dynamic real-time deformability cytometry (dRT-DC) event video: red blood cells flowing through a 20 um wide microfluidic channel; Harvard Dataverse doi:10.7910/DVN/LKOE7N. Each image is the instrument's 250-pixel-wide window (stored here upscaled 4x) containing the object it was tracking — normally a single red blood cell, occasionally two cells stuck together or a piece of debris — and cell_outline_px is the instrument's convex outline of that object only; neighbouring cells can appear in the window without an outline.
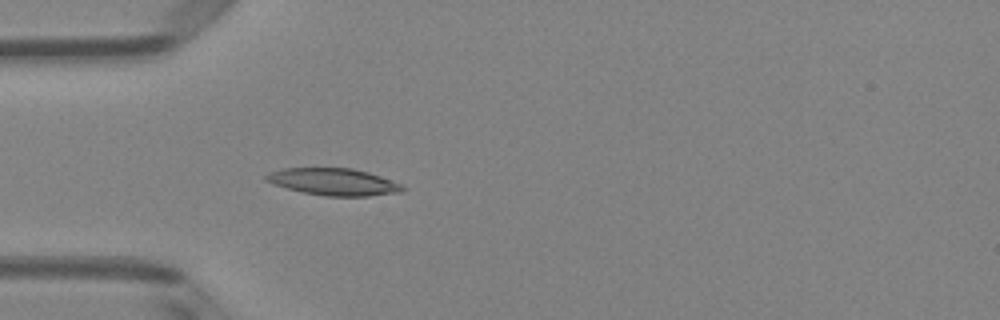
{"species": "Egyptian fruit bat (a non-hibernating species)", "species_latin": "Rousettus aegyptiacus", "temperature_condition": "room temperature", "stored_images_in_passage": 48, "camera_frame_rate_fps": 3000, "um_per_image_px": 0.085, "animal": {"sex": "female"}, "frame": {"image": 1, "passage_image": 13, "time_ms": 4.0, "image_size_px": [1000, 320], "cell_outline_px": [[408, 188], [400, 192], [368, 196], [324, 196], [304, 192], [272, 184], [264, 180], [264, 176], [268, 172], [284, 168], [352, 168], [368, 172], [380, 176], [400, 184]], "centroid_in_image_um": [28.33, 15.45], "position_along_channel_um": 56.7, "area_um2": 21.44}}
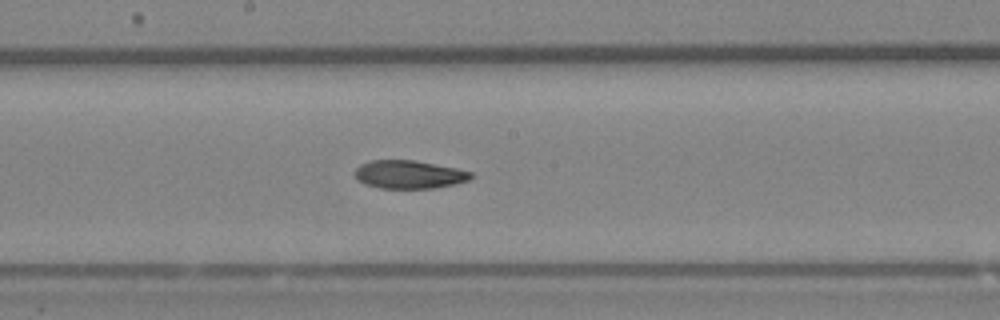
{"frame": {"image": 2, "passage_image": 25, "time_ms": 8.0, "image_size_px": [1000, 320], "cell_outline_px": [[476, 176], [468, 180], [456, 184], [436, 188], [380, 188], [364, 184], [356, 180], [356, 168], [360, 164], [368, 160], [416, 160], [456, 168], [472, 172]], "centroid_in_image_um": [34.79, 14.83], "position_along_channel_um": 213.4, "area_um2": 19.31}}
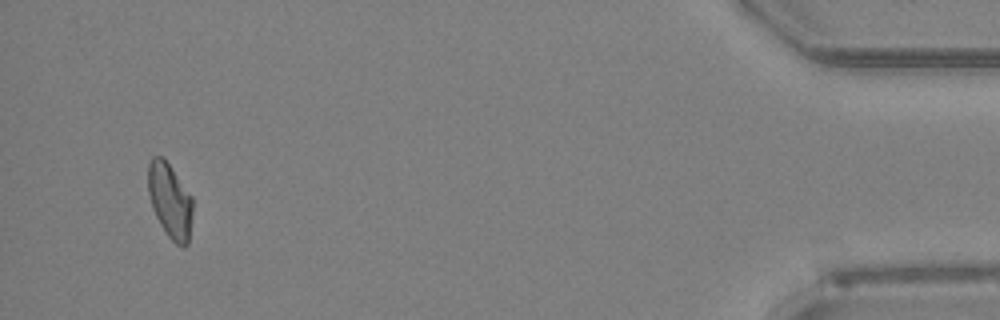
{"frame": {"image": 3, "passage_image": 46, "time_ms": 15.0, "image_size_px": [1000, 320], "cell_outline_px": [[192, 212], [188, 244], [184, 248], [176, 244], [168, 236], [160, 224], [152, 208], [148, 192], [148, 164], [152, 156], [164, 156], [192, 196]], "centroid_in_image_um": [14.44, 17.03], "position_along_channel_um": 420.8, "area_um2": 19.59}, "authors_computed_cell_mechanics": {"area_um2": 19.9699, "velocity_mm_per_s": 4.0601, "shape_relaxation_time_tau1_ms": null, "shape_relaxation_time_tau2_ms": 6.4495, "deformation_change_tau1": null, "deformation_change_tau2": 0.1228}}